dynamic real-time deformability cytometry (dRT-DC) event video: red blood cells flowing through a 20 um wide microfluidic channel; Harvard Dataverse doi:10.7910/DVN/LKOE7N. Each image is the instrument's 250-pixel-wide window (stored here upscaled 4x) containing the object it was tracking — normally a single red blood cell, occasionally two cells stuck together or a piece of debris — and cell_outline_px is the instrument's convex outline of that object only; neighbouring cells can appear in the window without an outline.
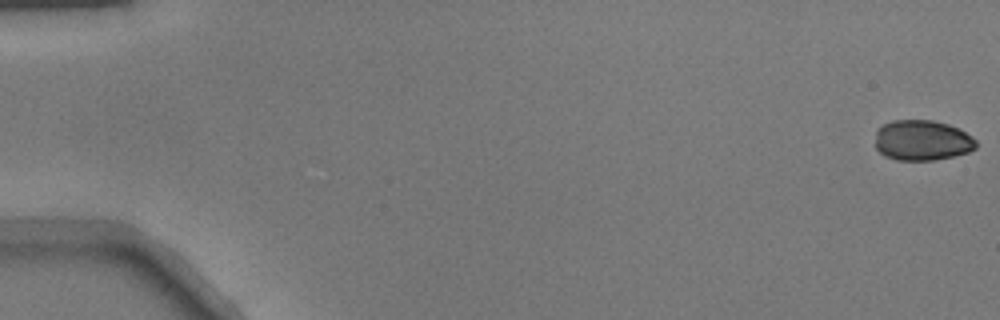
{"species": "common noctule bat (a hibernating species)", "species_latin": "Nyctalus noctula", "temperature_condition": "warm", "stored_images_in_passage": 51, "camera_frame_rate_fps": 3000, "um_per_image_px": 0.085, "animal": {"sex": "male", "body_mass_g": 17.9}, "frame": {"image": 1, "passage_image": 1, "time_ms": 0.0, "image_size_px": [1000, 320], "cell_outline_px": [[976, 148], [968, 152], [936, 160], [896, 160], [884, 156], [876, 148], [876, 128], [892, 120], [932, 120], [948, 124], [972, 136], [976, 140]], "centroid_in_image_um": [78.36, 11.93], "position_along_channel_um": 6.6, "area_um2": 23.81}}
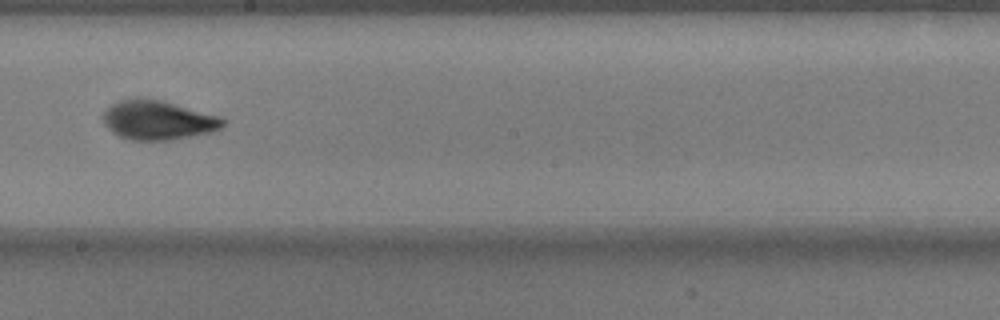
{"frame": {"image": 2, "passage_image": 30, "time_ms": 9.667, "image_size_px": [1000, 320], "cell_outline_px": [[228, 120], [220, 128], [208, 132], [172, 140], [132, 140], [120, 136], [112, 132], [104, 124], [100, 116], [112, 104], [120, 100], [136, 96], [140, 96], [160, 100], [220, 116]], "centroid_in_image_um": [13.38, 10.19], "position_along_channel_um": 234.8, "area_um2": 27.51}}
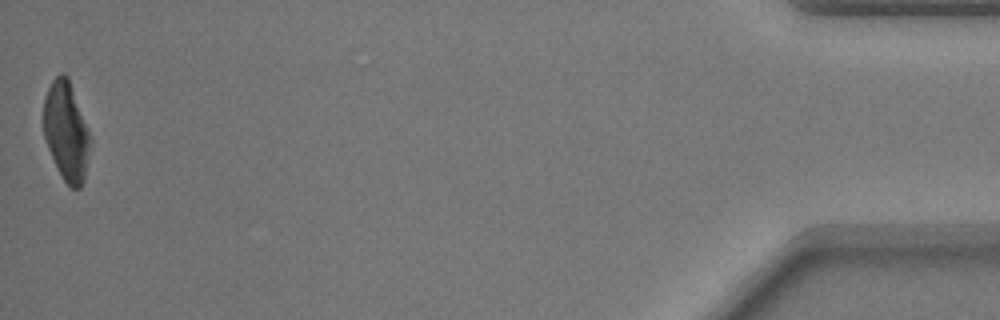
{"frame": {"image": 3, "passage_image": 51, "time_ms": 16.667, "image_size_px": [1000, 320], "cell_outline_px": [[92, 140], [84, 180], [80, 188], [72, 188], [64, 180], [48, 148], [44, 136], [44, 100], [48, 88], [52, 80], [60, 72], [64, 72], [68, 76], [92, 136]], "centroid_in_image_um": [5.67, 11.13], "position_along_channel_um": 429.5, "area_um2": 26.99}}